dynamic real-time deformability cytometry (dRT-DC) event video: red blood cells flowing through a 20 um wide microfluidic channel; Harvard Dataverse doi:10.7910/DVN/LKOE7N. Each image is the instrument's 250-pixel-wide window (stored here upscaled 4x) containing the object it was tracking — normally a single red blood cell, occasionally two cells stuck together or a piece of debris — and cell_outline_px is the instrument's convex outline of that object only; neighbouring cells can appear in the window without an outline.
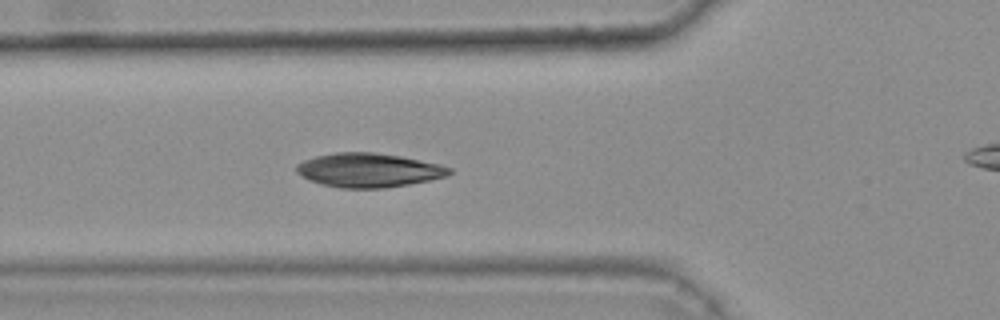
{"species": "common noctule bat (a hibernating species)", "species_latin": "Nyctalus noctula", "temperature_condition": "warm", "stored_images_in_passage": 38, "camera_frame_rate_fps": 3000, "um_per_image_px": 0.085, "animal": {"sex": "female", "body_mass_g": 25.1}, "frame": {"image": 1, "passage_image": 12, "time_ms": 3.667, "image_size_px": [1000, 320], "cell_outline_px": [[452, 172], [448, 176], [408, 184], [384, 188], [340, 188], [320, 184], [308, 180], [296, 172], [296, 164], [304, 160], [316, 156], [336, 152], [372, 152], [400, 156], [440, 164], [452, 168]], "centroid_in_image_um": [31.32, 14.46], "position_along_channel_um": 94.5, "area_um2": 30.35}}